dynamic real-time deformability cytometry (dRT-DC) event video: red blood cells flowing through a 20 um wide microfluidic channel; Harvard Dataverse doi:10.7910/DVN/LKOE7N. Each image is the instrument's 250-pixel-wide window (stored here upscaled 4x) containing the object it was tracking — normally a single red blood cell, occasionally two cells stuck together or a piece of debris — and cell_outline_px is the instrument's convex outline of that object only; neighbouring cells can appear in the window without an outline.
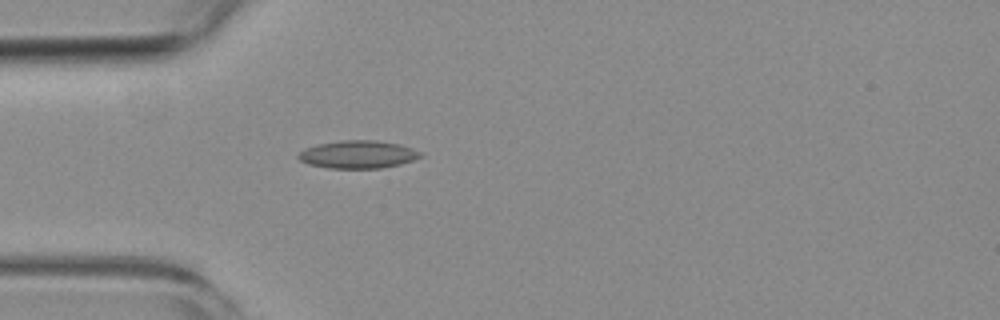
{"species": "common noctule bat (a hibernating species)", "species_latin": "Nyctalus noctula", "temperature_condition": "room temperature", "stored_images_in_passage": 1, "camera_frame_rate_fps": 3000, "um_per_image_px": 0.085, "animal": {"sex": "female", "body_mass_g": 19.3, "forearm_length_mm": 54.1}, "frame": {"image": 1, "passage_image": 1, "time_ms": 0.0, "image_size_px": [1000, 320], "cell_outline_px": [[424, 156], [400, 164], [380, 168], [328, 168], [308, 164], [300, 160], [296, 156], [304, 148], [316, 144], [340, 140], [376, 140], [400, 144], [424, 152]], "centroid_in_image_um": [30.43, 13.12], "position_along_channel_um": 54.6, "area_um2": 20.0}}